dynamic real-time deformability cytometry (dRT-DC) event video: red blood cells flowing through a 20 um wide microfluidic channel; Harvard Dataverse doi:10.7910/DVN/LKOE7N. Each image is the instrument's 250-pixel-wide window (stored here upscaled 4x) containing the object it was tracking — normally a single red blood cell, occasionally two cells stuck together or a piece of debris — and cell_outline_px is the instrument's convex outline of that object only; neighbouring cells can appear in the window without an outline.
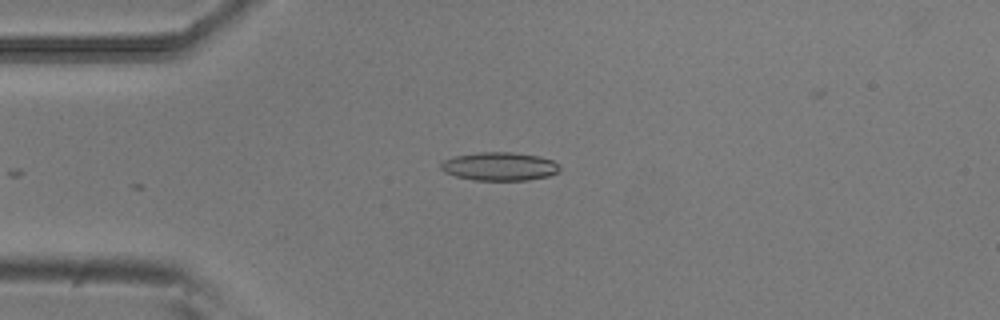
{"species": "common noctule bat (a hibernating species)", "species_latin": "Nyctalus noctula", "temperature_condition": "room temperature", "stored_images_in_passage": 20, "camera_frame_rate_fps": 3000, "um_per_image_px": 0.085, "animal": {"sex": "male", "body_mass_g": 20.5, "forearm_length_mm": 52.5}, "frame": {"image": 1, "passage_image": 1, "time_ms": 0.0, "image_size_px": [1000, 320], "cell_outline_px": [[560, 172], [548, 176], [528, 180], [472, 180], [456, 176], [444, 172], [440, 168], [440, 164], [444, 160], [452, 156], [476, 152], [512, 152], [540, 156], [552, 160], [560, 164]], "centroid_in_image_um": [42.46, 14.14], "position_along_channel_um": 42.5, "area_um2": 19.94}}
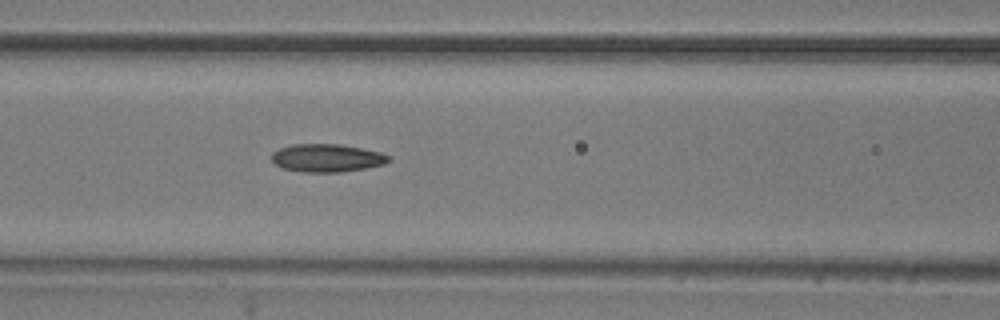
{"frame": {"image": 2, "passage_image": 10, "time_ms": 3.0, "image_size_px": [1000, 320], "cell_outline_px": [[392, 160], [384, 164], [364, 168], [340, 172], [300, 172], [284, 168], [276, 164], [272, 160], [272, 152], [280, 148], [292, 144], [340, 144], [380, 152], [388, 156]], "centroid_in_image_um": [27.77, 13.42], "position_along_channel_um": 138.8, "area_um2": 18.96}}
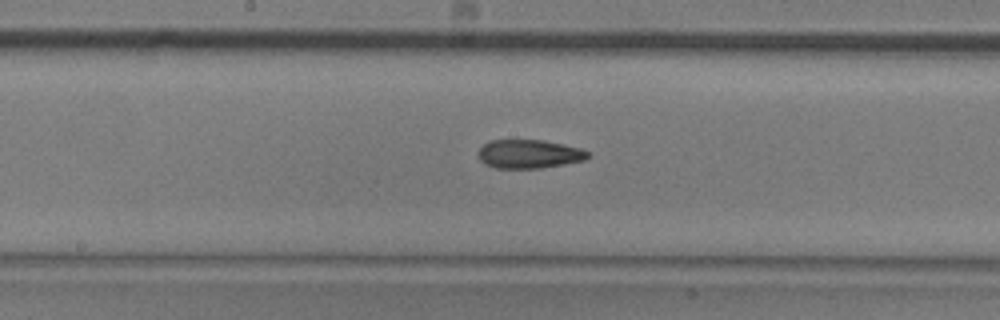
{"frame": {"image": 3, "passage_image": 15, "time_ms": 4.667, "image_size_px": [1000, 320], "cell_outline_px": [[592, 152], [584, 160], [564, 164], [540, 168], [496, 168], [484, 164], [480, 160], [476, 152], [488, 140], [544, 140], [564, 144], [580, 148]], "centroid_in_image_um": [44.95, 13.08], "position_along_channel_um": 203.2, "area_um2": 18.5}}